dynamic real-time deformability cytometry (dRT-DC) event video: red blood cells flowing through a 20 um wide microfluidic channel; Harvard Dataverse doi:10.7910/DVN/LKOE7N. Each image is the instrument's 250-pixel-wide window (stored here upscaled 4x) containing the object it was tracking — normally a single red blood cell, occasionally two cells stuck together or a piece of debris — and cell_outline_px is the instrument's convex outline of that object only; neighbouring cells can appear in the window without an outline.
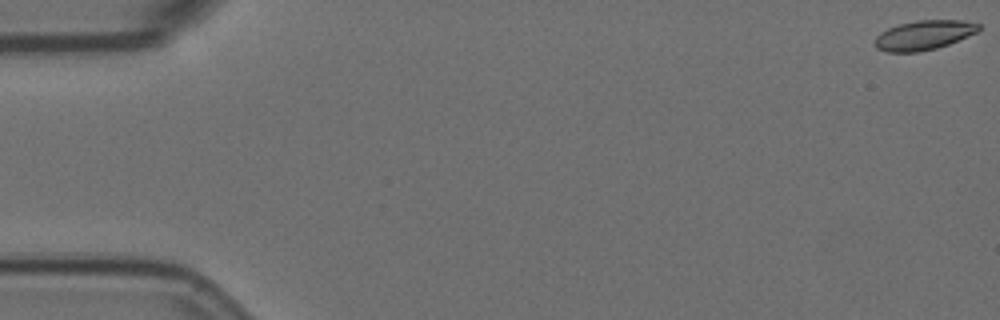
{"species": "Egyptian fruit bat (a non-hibernating species)", "species_latin": "Rousettus aegyptiacus", "temperature_condition": "room temperature", "stored_images_in_passage": 59, "camera_frame_rate_fps": 3000, "um_per_image_px": 0.085, "animal": {"sex": "female"}, "frame": {"image": 1, "passage_image": 1, "time_ms": 0.0, "image_size_px": [1000, 320], "cell_outline_px": [[980, 28], [976, 32], [948, 44], [936, 48], [916, 52], [888, 52], [876, 48], [876, 36], [880, 32], [888, 28], [900, 24], [916, 20], [960, 20], [980, 24]], "centroid_in_image_um": [78.51, 2.98], "position_along_channel_um": 6.5, "area_um2": 17.57}}
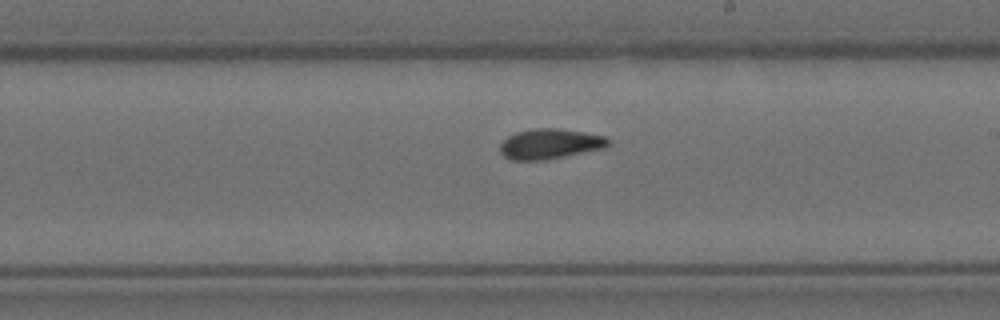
{"frame": {"image": 2, "passage_image": 34, "time_ms": 11.0, "image_size_px": [1000, 320], "cell_outline_px": [[612, 140], [604, 148], [544, 160], [512, 160], [504, 156], [500, 152], [500, 144], [508, 136], [516, 132], [536, 128], [560, 128], [608, 136]], "centroid_in_image_um": [46.77, 12.22], "position_along_channel_um": 242.2, "area_um2": 19.07}}
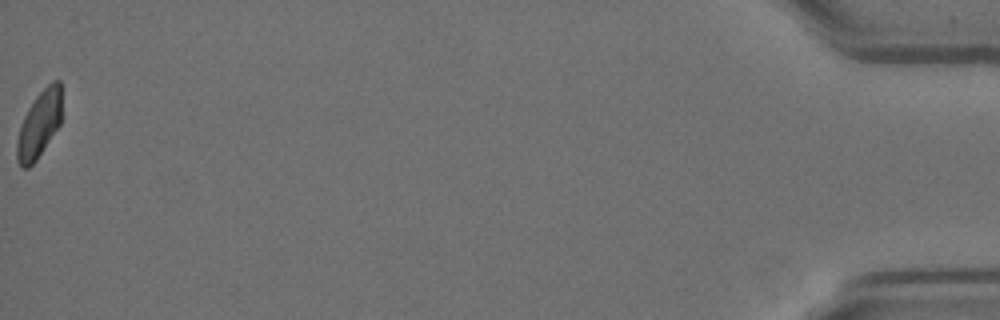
{"frame": {"image": 3, "passage_image": 59, "time_ms": 19.333, "image_size_px": [1000, 320], "cell_outline_px": [[60, 124], [36, 160], [28, 168], [24, 168], [16, 160], [16, 144], [20, 128], [24, 116], [28, 108], [36, 96], [52, 80], [60, 80]], "centroid_in_image_um": [3.31, 10.57], "position_along_channel_um": 431.9, "area_um2": 17.05}, "authors_computed_cell_mechanics": {"area_um2": 18.207, "velocity_mm_per_s": 3.5038, "shape_relaxation_time_tau1_ms": 8.1427, "shape_relaxation_time_tau2_ms": 3.1246, "deformation_change_tau1": 0.1371, "deformation_change_tau2": 0.0742}}